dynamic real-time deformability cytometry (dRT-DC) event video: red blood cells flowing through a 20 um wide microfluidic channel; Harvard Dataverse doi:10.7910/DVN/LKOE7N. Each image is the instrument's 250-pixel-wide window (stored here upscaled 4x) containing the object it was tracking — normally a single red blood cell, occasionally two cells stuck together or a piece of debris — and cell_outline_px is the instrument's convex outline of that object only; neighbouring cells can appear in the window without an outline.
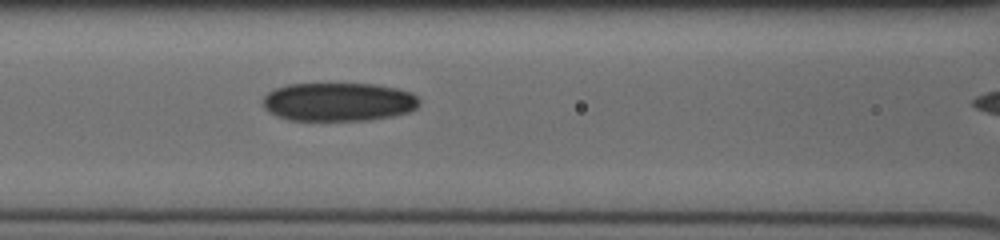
{"species": "human", "species_latin": "Homo sapiens", "temperature_condition": "cold", "stored_images_in_passage": 8, "segment_of_instrument_passage": [1, 2], "camera_frame_rate_fps": 3000, "um_per_image_px": 0.085, "donor": {"sex": "male"}, "frame": {"image": 1, "passage_image": 7, "time_ms": 4.0, "image_size_px": [1000, 240], "cell_outline_px": [[420, 104], [416, 108], [408, 112], [392, 116], [372, 120], [288, 120], [276, 116], [268, 112], [264, 108], [264, 96], [268, 92], [276, 88], [288, 84], [376, 84], [396, 88], [412, 92], [420, 100]], "centroid_in_image_um": [28.78, 8.66], "position_along_channel_um": 137.8, "area_um2": 35.32}}